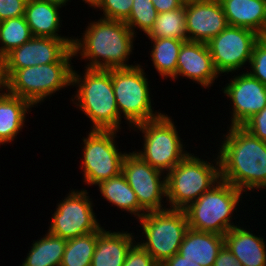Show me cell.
I'll return each mask as SVG.
<instances>
[{
    "mask_svg": "<svg viewBox=\"0 0 266 266\" xmlns=\"http://www.w3.org/2000/svg\"><path fill=\"white\" fill-rule=\"evenodd\" d=\"M87 195V190H72L63 201L60 200L48 232L65 240L96 232L101 225Z\"/></svg>",
    "mask_w": 266,
    "mask_h": 266,
    "instance_id": "cell-11",
    "label": "cell"
},
{
    "mask_svg": "<svg viewBox=\"0 0 266 266\" xmlns=\"http://www.w3.org/2000/svg\"><path fill=\"white\" fill-rule=\"evenodd\" d=\"M61 7L44 0H28L25 7V19L33 36L66 38L61 37L59 31Z\"/></svg>",
    "mask_w": 266,
    "mask_h": 266,
    "instance_id": "cell-23",
    "label": "cell"
},
{
    "mask_svg": "<svg viewBox=\"0 0 266 266\" xmlns=\"http://www.w3.org/2000/svg\"><path fill=\"white\" fill-rule=\"evenodd\" d=\"M99 191L110 203L121 210L130 212L139 220L146 211L139 205V201L133 189L127 183L124 175L112 177L98 184Z\"/></svg>",
    "mask_w": 266,
    "mask_h": 266,
    "instance_id": "cell-24",
    "label": "cell"
},
{
    "mask_svg": "<svg viewBox=\"0 0 266 266\" xmlns=\"http://www.w3.org/2000/svg\"><path fill=\"white\" fill-rule=\"evenodd\" d=\"M242 194L241 190L220 180L184 209L189 228L224 236L237 226L230 220Z\"/></svg>",
    "mask_w": 266,
    "mask_h": 266,
    "instance_id": "cell-6",
    "label": "cell"
},
{
    "mask_svg": "<svg viewBox=\"0 0 266 266\" xmlns=\"http://www.w3.org/2000/svg\"><path fill=\"white\" fill-rule=\"evenodd\" d=\"M160 266H201L189 259H184L179 253L173 257L166 259Z\"/></svg>",
    "mask_w": 266,
    "mask_h": 266,
    "instance_id": "cell-38",
    "label": "cell"
},
{
    "mask_svg": "<svg viewBox=\"0 0 266 266\" xmlns=\"http://www.w3.org/2000/svg\"><path fill=\"white\" fill-rule=\"evenodd\" d=\"M72 48L58 61L15 70L4 82V90L33 106L72 85Z\"/></svg>",
    "mask_w": 266,
    "mask_h": 266,
    "instance_id": "cell-4",
    "label": "cell"
},
{
    "mask_svg": "<svg viewBox=\"0 0 266 266\" xmlns=\"http://www.w3.org/2000/svg\"><path fill=\"white\" fill-rule=\"evenodd\" d=\"M215 162L214 166L189 153L166 173L165 200L169 201V209L184 210L221 180L219 157Z\"/></svg>",
    "mask_w": 266,
    "mask_h": 266,
    "instance_id": "cell-5",
    "label": "cell"
},
{
    "mask_svg": "<svg viewBox=\"0 0 266 266\" xmlns=\"http://www.w3.org/2000/svg\"><path fill=\"white\" fill-rule=\"evenodd\" d=\"M134 239L132 233L111 232L100 227L91 266H123Z\"/></svg>",
    "mask_w": 266,
    "mask_h": 266,
    "instance_id": "cell-20",
    "label": "cell"
},
{
    "mask_svg": "<svg viewBox=\"0 0 266 266\" xmlns=\"http://www.w3.org/2000/svg\"><path fill=\"white\" fill-rule=\"evenodd\" d=\"M135 243L127 252L123 266H160L145 249Z\"/></svg>",
    "mask_w": 266,
    "mask_h": 266,
    "instance_id": "cell-33",
    "label": "cell"
},
{
    "mask_svg": "<svg viewBox=\"0 0 266 266\" xmlns=\"http://www.w3.org/2000/svg\"><path fill=\"white\" fill-rule=\"evenodd\" d=\"M154 8L158 13H165L167 11L180 8L185 0H151Z\"/></svg>",
    "mask_w": 266,
    "mask_h": 266,
    "instance_id": "cell-37",
    "label": "cell"
},
{
    "mask_svg": "<svg viewBox=\"0 0 266 266\" xmlns=\"http://www.w3.org/2000/svg\"><path fill=\"white\" fill-rule=\"evenodd\" d=\"M73 38L33 36L0 60L3 82L17 69L58 62L71 48Z\"/></svg>",
    "mask_w": 266,
    "mask_h": 266,
    "instance_id": "cell-13",
    "label": "cell"
},
{
    "mask_svg": "<svg viewBox=\"0 0 266 266\" xmlns=\"http://www.w3.org/2000/svg\"><path fill=\"white\" fill-rule=\"evenodd\" d=\"M175 123L166 114L134 126L144 136L143 151H133L153 168L169 173L189 152L184 151ZM165 171V172H164ZM167 171V172H166Z\"/></svg>",
    "mask_w": 266,
    "mask_h": 266,
    "instance_id": "cell-8",
    "label": "cell"
},
{
    "mask_svg": "<svg viewBox=\"0 0 266 266\" xmlns=\"http://www.w3.org/2000/svg\"><path fill=\"white\" fill-rule=\"evenodd\" d=\"M97 231L67 240L60 266H91Z\"/></svg>",
    "mask_w": 266,
    "mask_h": 266,
    "instance_id": "cell-28",
    "label": "cell"
},
{
    "mask_svg": "<svg viewBox=\"0 0 266 266\" xmlns=\"http://www.w3.org/2000/svg\"><path fill=\"white\" fill-rule=\"evenodd\" d=\"M32 37L25 16L3 20L0 27V60Z\"/></svg>",
    "mask_w": 266,
    "mask_h": 266,
    "instance_id": "cell-29",
    "label": "cell"
},
{
    "mask_svg": "<svg viewBox=\"0 0 266 266\" xmlns=\"http://www.w3.org/2000/svg\"><path fill=\"white\" fill-rule=\"evenodd\" d=\"M82 77L73 70L72 85H77L78 89L72 101L76 99V106L91 119V130L121 129V118L112 85V69L86 68Z\"/></svg>",
    "mask_w": 266,
    "mask_h": 266,
    "instance_id": "cell-3",
    "label": "cell"
},
{
    "mask_svg": "<svg viewBox=\"0 0 266 266\" xmlns=\"http://www.w3.org/2000/svg\"><path fill=\"white\" fill-rule=\"evenodd\" d=\"M249 64L251 71L248 73L266 86V36L255 43Z\"/></svg>",
    "mask_w": 266,
    "mask_h": 266,
    "instance_id": "cell-32",
    "label": "cell"
},
{
    "mask_svg": "<svg viewBox=\"0 0 266 266\" xmlns=\"http://www.w3.org/2000/svg\"><path fill=\"white\" fill-rule=\"evenodd\" d=\"M188 41L207 43L227 26L220 0H185Z\"/></svg>",
    "mask_w": 266,
    "mask_h": 266,
    "instance_id": "cell-16",
    "label": "cell"
},
{
    "mask_svg": "<svg viewBox=\"0 0 266 266\" xmlns=\"http://www.w3.org/2000/svg\"><path fill=\"white\" fill-rule=\"evenodd\" d=\"M242 127L253 136L266 142V107L254 114Z\"/></svg>",
    "mask_w": 266,
    "mask_h": 266,
    "instance_id": "cell-34",
    "label": "cell"
},
{
    "mask_svg": "<svg viewBox=\"0 0 266 266\" xmlns=\"http://www.w3.org/2000/svg\"><path fill=\"white\" fill-rule=\"evenodd\" d=\"M66 244L67 240L47 232L40 240L32 243L21 266H60Z\"/></svg>",
    "mask_w": 266,
    "mask_h": 266,
    "instance_id": "cell-25",
    "label": "cell"
},
{
    "mask_svg": "<svg viewBox=\"0 0 266 266\" xmlns=\"http://www.w3.org/2000/svg\"><path fill=\"white\" fill-rule=\"evenodd\" d=\"M44 1L62 7V6H64V5H66V3H67L69 0H44Z\"/></svg>",
    "mask_w": 266,
    "mask_h": 266,
    "instance_id": "cell-39",
    "label": "cell"
},
{
    "mask_svg": "<svg viewBox=\"0 0 266 266\" xmlns=\"http://www.w3.org/2000/svg\"><path fill=\"white\" fill-rule=\"evenodd\" d=\"M224 245L243 266H266V244L258 237L238 226L224 235Z\"/></svg>",
    "mask_w": 266,
    "mask_h": 266,
    "instance_id": "cell-19",
    "label": "cell"
},
{
    "mask_svg": "<svg viewBox=\"0 0 266 266\" xmlns=\"http://www.w3.org/2000/svg\"><path fill=\"white\" fill-rule=\"evenodd\" d=\"M147 80L140 64L130 68L112 69V85L120 118L123 113L133 127L163 114L152 110Z\"/></svg>",
    "mask_w": 266,
    "mask_h": 266,
    "instance_id": "cell-9",
    "label": "cell"
},
{
    "mask_svg": "<svg viewBox=\"0 0 266 266\" xmlns=\"http://www.w3.org/2000/svg\"><path fill=\"white\" fill-rule=\"evenodd\" d=\"M139 222L147 239L138 244L159 265L179 252L185 233L189 229L184 210L178 209L149 211L139 219Z\"/></svg>",
    "mask_w": 266,
    "mask_h": 266,
    "instance_id": "cell-7",
    "label": "cell"
},
{
    "mask_svg": "<svg viewBox=\"0 0 266 266\" xmlns=\"http://www.w3.org/2000/svg\"><path fill=\"white\" fill-rule=\"evenodd\" d=\"M233 77L222 90L233 104L231 126H242L266 107V86L248 71Z\"/></svg>",
    "mask_w": 266,
    "mask_h": 266,
    "instance_id": "cell-15",
    "label": "cell"
},
{
    "mask_svg": "<svg viewBox=\"0 0 266 266\" xmlns=\"http://www.w3.org/2000/svg\"><path fill=\"white\" fill-rule=\"evenodd\" d=\"M148 38H172L188 41L185 24V2L177 9L158 13Z\"/></svg>",
    "mask_w": 266,
    "mask_h": 266,
    "instance_id": "cell-27",
    "label": "cell"
},
{
    "mask_svg": "<svg viewBox=\"0 0 266 266\" xmlns=\"http://www.w3.org/2000/svg\"><path fill=\"white\" fill-rule=\"evenodd\" d=\"M133 0H99L93 8L103 9V19L125 22L131 12Z\"/></svg>",
    "mask_w": 266,
    "mask_h": 266,
    "instance_id": "cell-31",
    "label": "cell"
},
{
    "mask_svg": "<svg viewBox=\"0 0 266 266\" xmlns=\"http://www.w3.org/2000/svg\"><path fill=\"white\" fill-rule=\"evenodd\" d=\"M218 152L220 179L242 192L266 189V142L230 126Z\"/></svg>",
    "mask_w": 266,
    "mask_h": 266,
    "instance_id": "cell-1",
    "label": "cell"
},
{
    "mask_svg": "<svg viewBox=\"0 0 266 266\" xmlns=\"http://www.w3.org/2000/svg\"><path fill=\"white\" fill-rule=\"evenodd\" d=\"M260 37L253 30L228 25L210 39L206 44L219 75L233 73L249 63L253 47Z\"/></svg>",
    "mask_w": 266,
    "mask_h": 266,
    "instance_id": "cell-12",
    "label": "cell"
},
{
    "mask_svg": "<svg viewBox=\"0 0 266 266\" xmlns=\"http://www.w3.org/2000/svg\"><path fill=\"white\" fill-rule=\"evenodd\" d=\"M83 38L73 37V55L80 54L90 62L87 69H120L136 65H128L136 35L122 21L100 18L88 24ZM75 39V40H74Z\"/></svg>",
    "mask_w": 266,
    "mask_h": 266,
    "instance_id": "cell-2",
    "label": "cell"
},
{
    "mask_svg": "<svg viewBox=\"0 0 266 266\" xmlns=\"http://www.w3.org/2000/svg\"><path fill=\"white\" fill-rule=\"evenodd\" d=\"M224 246V236L188 229L179 248V254L201 266H213Z\"/></svg>",
    "mask_w": 266,
    "mask_h": 266,
    "instance_id": "cell-21",
    "label": "cell"
},
{
    "mask_svg": "<svg viewBox=\"0 0 266 266\" xmlns=\"http://www.w3.org/2000/svg\"><path fill=\"white\" fill-rule=\"evenodd\" d=\"M28 0H0V19L24 16Z\"/></svg>",
    "mask_w": 266,
    "mask_h": 266,
    "instance_id": "cell-35",
    "label": "cell"
},
{
    "mask_svg": "<svg viewBox=\"0 0 266 266\" xmlns=\"http://www.w3.org/2000/svg\"><path fill=\"white\" fill-rule=\"evenodd\" d=\"M213 266H243L224 245L219 251Z\"/></svg>",
    "mask_w": 266,
    "mask_h": 266,
    "instance_id": "cell-36",
    "label": "cell"
},
{
    "mask_svg": "<svg viewBox=\"0 0 266 266\" xmlns=\"http://www.w3.org/2000/svg\"><path fill=\"white\" fill-rule=\"evenodd\" d=\"M2 91L0 92V145H5L16 138L24 126L25 115L34 106L21 97Z\"/></svg>",
    "mask_w": 266,
    "mask_h": 266,
    "instance_id": "cell-22",
    "label": "cell"
},
{
    "mask_svg": "<svg viewBox=\"0 0 266 266\" xmlns=\"http://www.w3.org/2000/svg\"><path fill=\"white\" fill-rule=\"evenodd\" d=\"M182 75L209 88L217 79V72L206 43L185 41L179 51L176 77ZM210 85V86H209Z\"/></svg>",
    "mask_w": 266,
    "mask_h": 266,
    "instance_id": "cell-17",
    "label": "cell"
},
{
    "mask_svg": "<svg viewBox=\"0 0 266 266\" xmlns=\"http://www.w3.org/2000/svg\"><path fill=\"white\" fill-rule=\"evenodd\" d=\"M153 43L151 59L161 77L176 80L177 62L183 40L172 38H149Z\"/></svg>",
    "mask_w": 266,
    "mask_h": 266,
    "instance_id": "cell-26",
    "label": "cell"
},
{
    "mask_svg": "<svg viewBox=\"0 0 266 266\" xmlns=\"http://www.w3.org/2000/svg\"><path fill=\"white\" fill-rule=\"evenodd\" d=\"M4 89L2 75H1V69H0V91Z\"/></svg>",
    "mask_w": 266,
    "mask_h": 266,
    "instance_id": "cell-41",
    "label": "cell"
},
{
    "mask_svg": "<svg viewBox=\"0 0 266 266\" xmlns=\"http://www.w3.org/2000/svg\"><path fill=\"white\" fill-rule=\"evenodd\" d=\"M121 173L146 212L168 209L162 207L161 203L164 196L166 197V175L163 176V172L142 161L135 153L129 152L123 159Z\"/></svg>",
    "mask_w": 266,
    "mask_h": 266,
    "instance_id": "cell-14",
    "label": "cell"
},
{
    "mask_svg": "<svg viewBox=\"0 0 266 266\" xmlns=\"http://www.w3.org/2000/svg\"><path fill=\"white\" fill-rule=\"evenodd\" d=\"M117 130H90L83 137V160L81 169L84 181L88 185H98L104 180L119 175L122 163L128 153L118 152L114 141Z\"/></svg>",
    "mask_w": 266,
    "mask_h": 266,
    "instance_id": "cell-10",
    "label": "cell"
},
{
    "mask_svg": "<svg viewBox=\"0 0 266 266\" xmlns=\"http://www.w3.org/2000/svg\"><path fill=\"white\" fill-rule=\"evenodd\" d=\"M228 25L266 36V0H220Z\"/></svg>",
    "mask_w": 266,
    "mask_h": 266,
    "instance_id": "cell-18",
    "label": "cell"
},
{
    "mask_svg": "<svg viewBox=\"0 0 266 266\" xmlns=\"http://www.w3.org/2000/svg\"><path fill=\"white\" fill-rule=\"evenodd\" d=\"M85 1V3H87L88 5H90V7H94L98 2L99 0H83Z\"/></svg>",
    "mask_w": 266,
    "mask_h": 266,
    "instance_id": "cell-40",
    "label": "cell"
},
{
    "mask_svg": "<svg viewBox=\"0 0 266 266\" xmlns=\"http://www.w3.org/2000/svg\"><path fill=\"white\" fill-rule=\"evenodd\" d=\"M158 12L151 0H133L132 9L128 19L124 22L136 35L135 28H139L146 35L153 28Z\"/></svg>",
    "mask_w": 266,
    "mask_h": 266,
    "instance_id": "cell-30",
    "label": "cell"
}]
</instances>
